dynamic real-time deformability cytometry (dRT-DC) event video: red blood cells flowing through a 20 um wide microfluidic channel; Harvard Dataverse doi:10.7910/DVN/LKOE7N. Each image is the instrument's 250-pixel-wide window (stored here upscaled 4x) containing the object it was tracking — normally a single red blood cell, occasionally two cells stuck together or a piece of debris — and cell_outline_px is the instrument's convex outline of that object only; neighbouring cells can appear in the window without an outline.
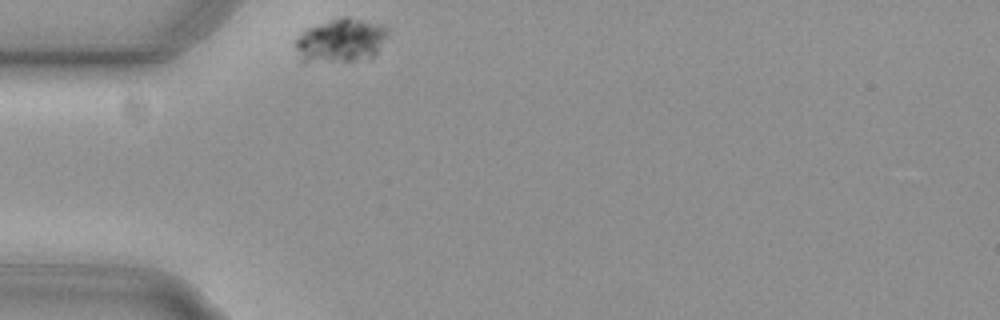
{"species": "common noctule bat (a hibernating species)", "species_latin": "Nyctalus noctula", "temperature_condition": "cold", "stored_images_in_passage": 33, "camera_frame_rate_fps": 3000, "um_per_image_px": 0.085, "animal": {"sex": "female", "body_mass_g": 29.2, "forearm_length_mm": 56.3}, "frame": {"image": 1, "passage_image": 1, "time_ms": 0.0, "image_size_px": [1000, 320], "cell_outline_px": [[384, 36], [376, 52], [372, 56], [352, 60], [300, 60], [296, 48], [296, 40], [304, 28], [340, 16], [348, 16], [376, 24], [384, 28]], "centroid_in_image_um": [28.87, 3.39], "position_along_channel_um": 56.1, "area_um2": 22.43}}
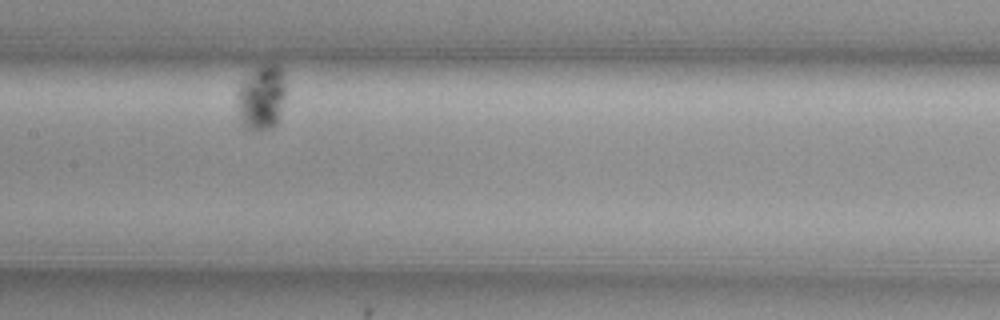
{"frame": {"image": 2, "passage_image": 15, "time_ms": 4.667, "image_size_px": [1000, 320], "cell_outline_px": [[288, 92], [280, 120], [272, 128], [264, 132], [256, 132], [244, 128], [240, 124], [236, 112], [236, 88], [240, 80], [260, 64], [276, 64], [280, 68]], "centroid_in_image_um": [22.2, 8.34], "position_along_channel_um": 185.2, "area_um2": 20.0}}
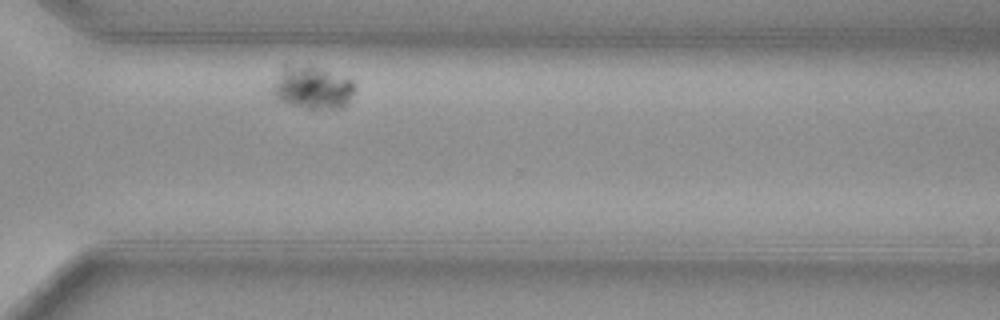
{"frame": {"image": 3, "passage_image": 30, "time_ms": 9.667, "image_size_px": [1000, 320], "cell_outline_px": [[356, 88], [348, 104], [344, 108], [304, 108], [288, 104], [276, 100], [268, 92], [268, 88], [284, 64], [308, 64], [320, 68], [352, 80], [356, 84]], "centroid_in_image_um": [26.46, 7.43], "position_along_channel_um": 344.1, "area_um2": 21.39}}